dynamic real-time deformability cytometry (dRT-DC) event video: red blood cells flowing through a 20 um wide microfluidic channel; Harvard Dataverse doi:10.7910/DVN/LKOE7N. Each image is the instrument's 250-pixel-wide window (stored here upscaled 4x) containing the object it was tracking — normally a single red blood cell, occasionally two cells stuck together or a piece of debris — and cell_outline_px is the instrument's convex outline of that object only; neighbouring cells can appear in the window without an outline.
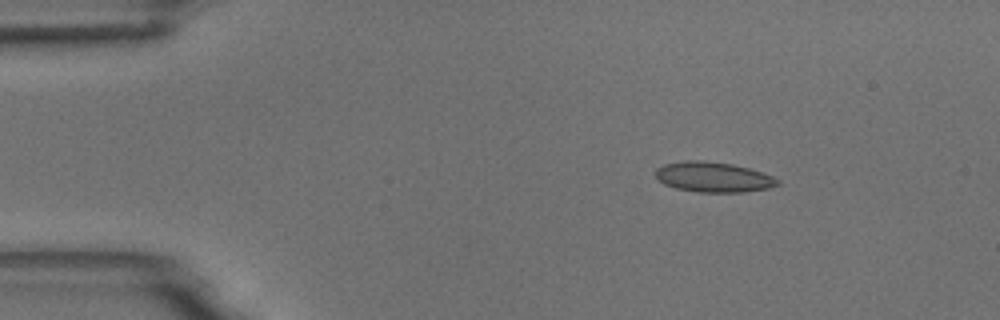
{"species": "common noctule bat (a hibernating species)", "species_latin": "Nyctalus noctula", "temperature_condition": "room temperature", "stored_images_in_passage": 3, "segment_of_instrument_passage": [1, 2], "camera_frame_rate_fps": 3000, "um_per_image_px": 0.085, "animal": {"sex": "male", "body_mass_g": 18.8}, "frame": {"image": 1, "passage_image": 1, "time_ms": 0.0, "image_size_px": [1000, 320], "cell_outline_px": [[780, 184], [768, 188], [744, 192], [696, 192], [676, 188], [664, 184], [656, 176], [656, 168], [664, 164], [684, 160], [704, 160], [732, 164], [748, 168], [772, 176], [780, 180]], "centroid_in_image_um": [60.62, 15.05], "position_along_channel_um": 24.4, "area_um2": 21.44}}